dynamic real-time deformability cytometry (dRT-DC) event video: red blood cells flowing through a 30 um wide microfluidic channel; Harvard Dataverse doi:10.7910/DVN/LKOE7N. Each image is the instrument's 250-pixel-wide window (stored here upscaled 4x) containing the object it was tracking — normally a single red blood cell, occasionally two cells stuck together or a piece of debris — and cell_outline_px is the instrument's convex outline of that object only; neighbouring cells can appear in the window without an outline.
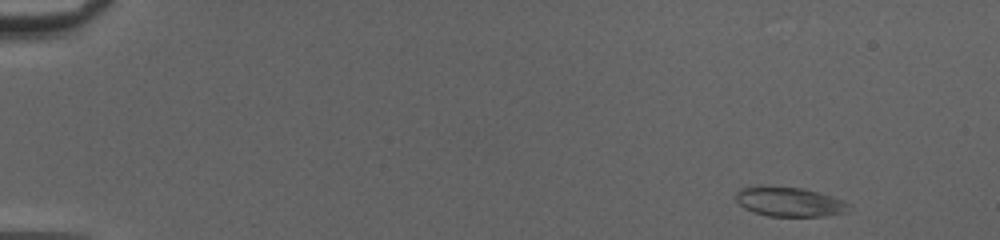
{"species": "common noctule bat (a hibernating species)", "species_latin": "Nyctalus noctula", "temperature_condition": "cold", "stored_images_in_passage": 48, "camera_frame_rate_fps": 3000, "um_per_image_px": 0.085, "animal": {"sex": "female", "body_mass_g": 20.0, "forearm_length_mm": 54.0}, "frame": {"image": 1, "passage_image": 2, "time_ms": 0.333, "image_size_px": [1000, 240], "cell_outline_px": [[848, 212], [824, 216], [768, 216], [744, 208], [736, 200], [736, 192], [740, 188], [760, 184], [800, 188], [832, 196], [844, 200], [848, 204]], "centroid_in_image_um": [67.06, 17.13], "position_along_channel_um": 17.9, "area_um2": 19.54}}
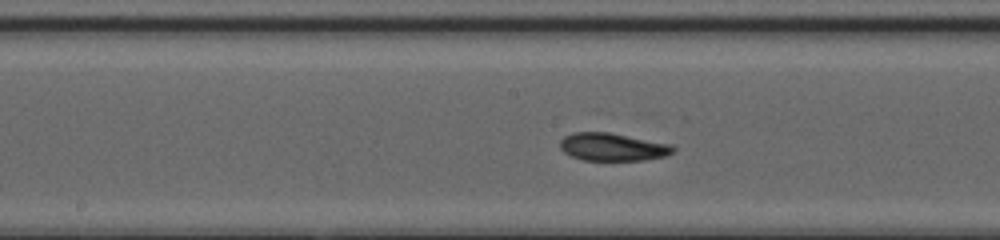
{"frame": {"image": 2, "passage_image": 25, "time_ms": 8.0, "image_size_px": [1000, 240], "cell_outline_px": [[676, 148], [668, 156], [644, 160], [584, 160], [572, 156], [564, 152], [560, 148], [560, 140], [564, 136], [572, 132], [608, 132], [672, 144]], "centroid_in_image_um": [52.08, 12.49], "position_along_channel_um": 196.1, "area_um2": 18.38}}
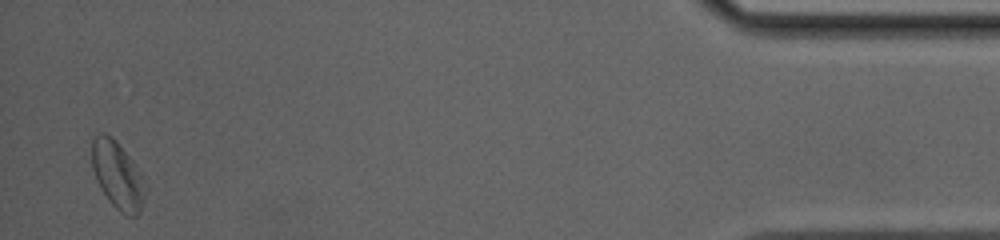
{"frame": {"image": 3, "passage_image": 47, "time_ms": 15.333, "image_size_px": [1000, 240], "cell_outline_px": [[148, 192], [140, 212], [136, 216], [124, 216], [108, 200], [96, 180], [92, 168], [92, 136], [100, 132], [104, 132], [112, 136], [116, 140], [136, 164], [144, 176], [148, 184]], "centroid_in_image_um": [10.05, 14.9], "position_along_channel_um": 425.2, "area_um2": 21.85}, "authors_computed_cell_mechanics": {"area_um2": 18.8139, "velocity_mm_per_s": 4.1137, "shape_relaxation_time_tau1_ms": 3.3314, "shape_relaxation_time_tau2_ms": 1.7308, "deformation_change_tau1": 0.1205, "deformation_change_tau2": 0.0761}}